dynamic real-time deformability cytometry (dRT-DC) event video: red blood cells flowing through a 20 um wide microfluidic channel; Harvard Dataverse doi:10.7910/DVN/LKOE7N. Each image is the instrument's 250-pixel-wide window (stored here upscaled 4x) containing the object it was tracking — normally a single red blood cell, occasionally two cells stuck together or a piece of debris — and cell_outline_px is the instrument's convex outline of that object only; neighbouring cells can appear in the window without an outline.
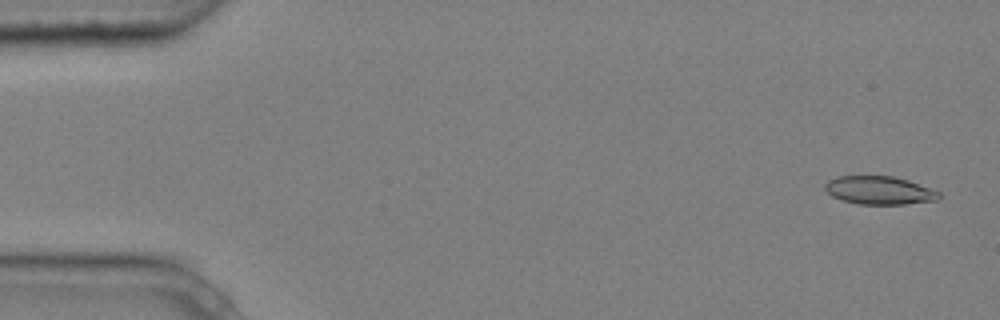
{"species": "common noctule bat (a hibernating species)", "species_latin": "Nyctalus noctula", "temperature_condition": "cold", "stored_images_in_passage": 10, "camera_frame_rate_fps": 3000, "um_per_image_px": 0.085, "animal": {"sex": "male", "body_mass_g": 20.4}, "frame": {"image": 1, "passage_image": 1, "time_ms": 0.0, "image_size_px": [1000, 320], "cell_outline_px": [[940, 200], [904, 204], [860, 204], [840, 200], [832, 196], [824, 188], [824, 184], [828, 180], [836, 176], [892, 176], [908, 180], [932, 188], [940, 192]], "centroid_in_image_um": [74.75, 16.18], "position_along_channel_um": 10.2, "area_um2": 18.9}}
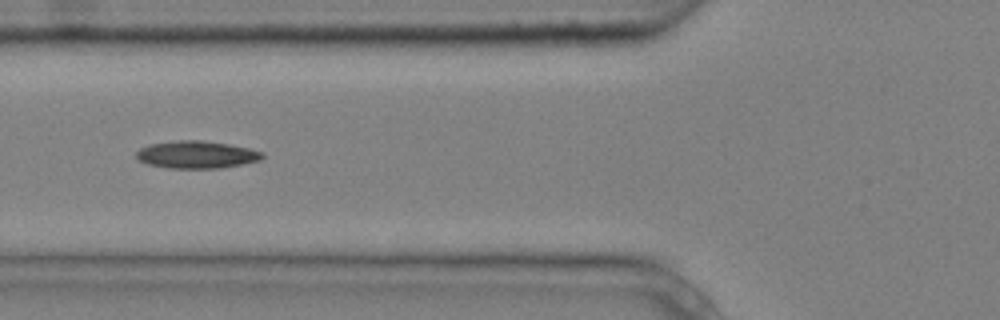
{"frame": {"image": 2, "passage_image": 5, "time_ms": 1.333, "image_size_px": [1000, 320], "cell_outline_px": [[264, 156], [260, 160], [220, 168], [168, 168], [148, 164], [140, 160], [136, 156], [136, 152], [140, 148], [152, 144], [176, 140], [204, 140], [228, 144], [248, 148], [264, 152]], "centroid_in_image_um": [16.71, 13.14], "position_along_channel_um": 109.1, "area_um2": 20.0}}
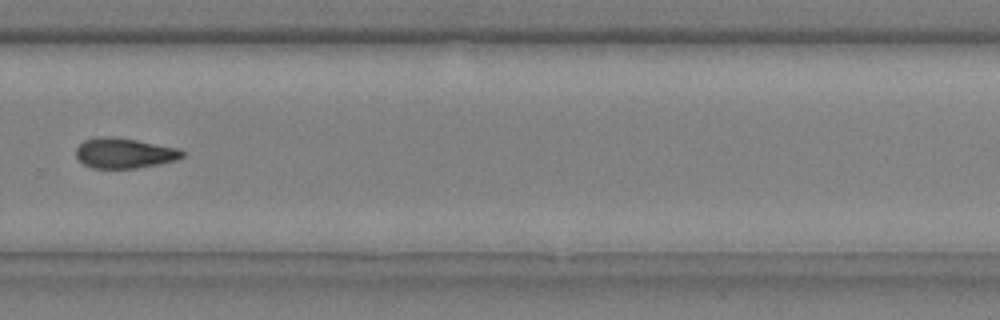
{"frame": {"image": 3, "passage_image": 10, "time_ms": 3.0, "image_size_px": [1000, 320], "cell_outline_px": [[184, 156], [176, 160], [136, 168], [92, 168], [84, 164], [76, 156], [76, 148], [84, 140], [100, 136], [108, 136], [136, 140], [180, 148], [184, 152]], "centroid_in_image_um": [10.57, 13.01], "position_along_channel_um": 319.2, "area_um2": 18.61}}